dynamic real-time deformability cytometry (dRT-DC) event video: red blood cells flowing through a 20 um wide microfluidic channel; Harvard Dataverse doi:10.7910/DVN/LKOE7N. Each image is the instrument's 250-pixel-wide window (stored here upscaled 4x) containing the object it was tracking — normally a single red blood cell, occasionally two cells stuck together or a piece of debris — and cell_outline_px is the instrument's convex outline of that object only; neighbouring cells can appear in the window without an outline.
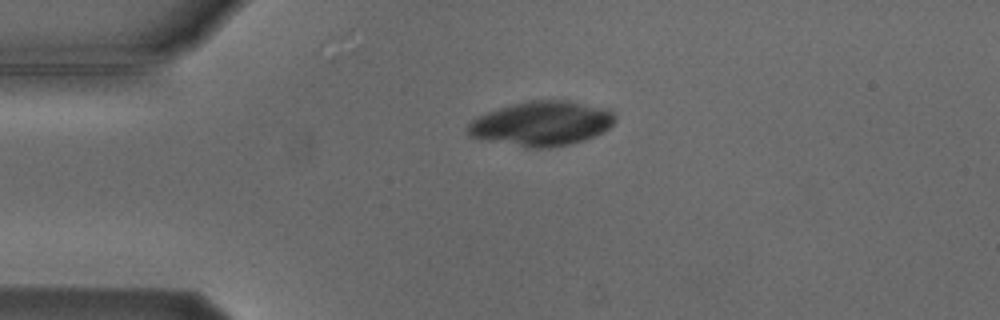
{"species": "Egyptian fruit bat (a non-hibernating species)", "species_latin": "Rousettus aegyptiacus", "temperature_condition": "cold", "stored_images_in_passage": 2, "camera_frame_rate_fps": 3000, "um_per_image_px": 0.085, "animal": {"sex": "male"}, "frame": {"image": 1, "passage_image": 1, "time_ms": 0.0, "image_size_px": [1000, 320], "cell_outline_px": [[616, 120], [604, 132], [584, 140], [568, 144], [548, 148], [524, 148], [468, 136], [468, 124], [472, 120], [488, 112], [512, 104], [532, 100], [568, 100], [608, 108], [616, 112]], "centroid_in_image_um": [46.09, 10.5], "position_along_channel_um": 38.9, "area_um2": 38.38}}